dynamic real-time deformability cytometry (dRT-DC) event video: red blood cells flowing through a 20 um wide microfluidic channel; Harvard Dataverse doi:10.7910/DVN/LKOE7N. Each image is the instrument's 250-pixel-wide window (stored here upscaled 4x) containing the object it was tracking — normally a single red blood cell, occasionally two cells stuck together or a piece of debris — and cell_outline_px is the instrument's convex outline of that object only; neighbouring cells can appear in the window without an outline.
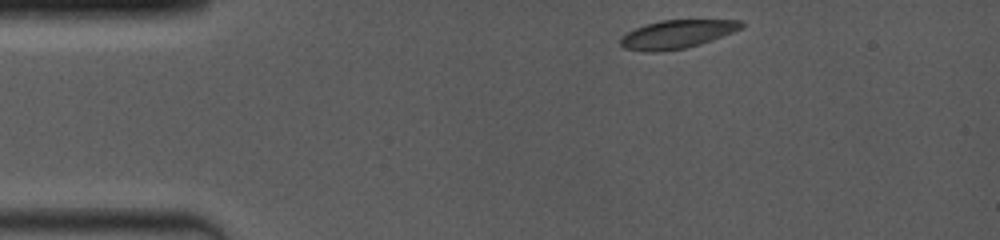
{"species": "common noctule bat (a hibernating species)", "species_latin": "Nyctalus noctula", "temperature_condition": "room temperature", "stored_images_in_passage": 3, "camera_frame_rate_fps": 4000, "um_per_image_px": 0.085, "animal": {"sex": "female", "body_mass_g": 19.0, "forearm_length_mm": 53.3}, "frame": {"image": 1, "passage_image": 1, "time_ms": 0.0, "image_size_px": [1000, 240], "cell_outline_px": [[744, 28], [712, 40], [700, 44], [684, 48], [656, 52], [644, 52], [624, 48], [620, 44], [620, 36], [644, 24], [660, 20], [744, 20]], "centroid_in_image_um": [57.54, 2.9], "position_along_channel_um": 27.5, "area_um2": 20.11}}